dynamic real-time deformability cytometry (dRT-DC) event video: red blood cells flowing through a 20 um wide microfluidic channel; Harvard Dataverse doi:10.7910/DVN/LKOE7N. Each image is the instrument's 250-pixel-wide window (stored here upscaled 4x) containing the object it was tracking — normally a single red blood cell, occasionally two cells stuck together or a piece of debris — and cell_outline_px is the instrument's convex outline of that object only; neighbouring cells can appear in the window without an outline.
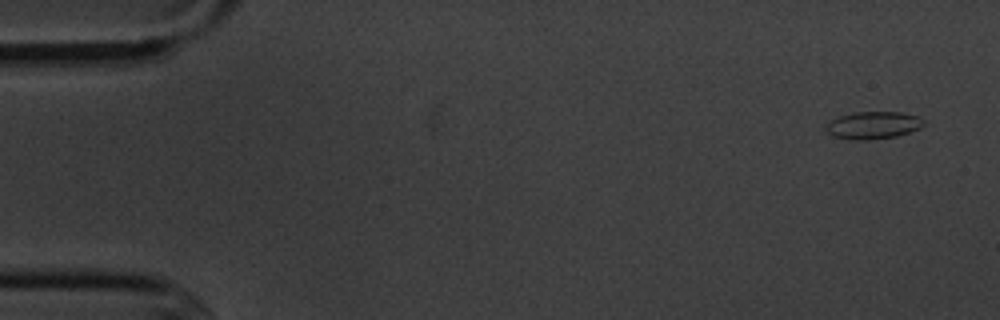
{"species": "common noctule bat (a hibernating species)", "species_latin": "Nyctalus noctula", "temperature_condition": "cold", "stored_images_in_passage": 4, "camera_frame_rate_fps": 3000, "um_per_image_px": 0.085, "animal": {"sex": "male", "body_mass_g": 20.1, "forearm_length_mm": 53.5}, "frame": {"image": 1, "passage_image": 1, "time_ms": 0.0, "image_size_px": [1000, 320], "cell_outline_px": [[924, 124], [920, 128], [896, 136], [868, 140], [848, 140], [832, 136], [824, 128], [832, 120], [840, 116], [856, 112], [900, 112], [916, 116], [924, 120]], "centroid_in_image_um": [74.2, 10.66], "position_along_channel_um": 10.8, "area_um2": 15.49}}
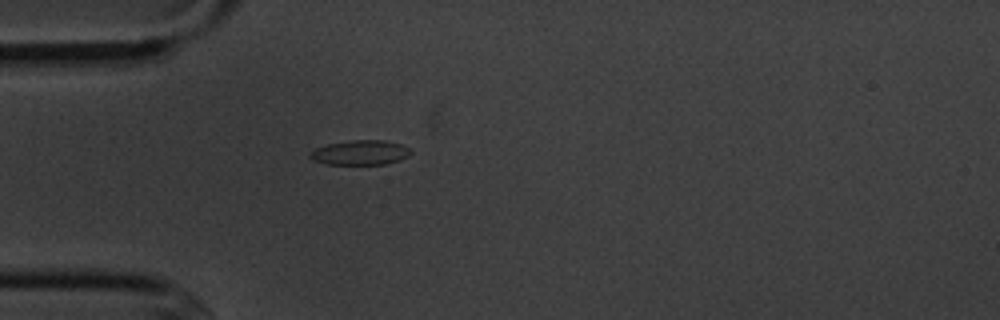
{"frame": {"image": 2, "passage_image": 4, "time_ms": 4.333, "image_size_px": [1000, 320], "cell_outline_px": [[412, 152], [408, 156], [400, 160], [384, 164], [328, 164], [312, 160], [308, 156], [316, 148], [328, 144], [352, 140], [384, 140], [400, 144], [408, 148]], "centroid_in_image_um": [30.63, 12.97], "position_along_channel_um": 54.4, "area_um2": 14.33}}